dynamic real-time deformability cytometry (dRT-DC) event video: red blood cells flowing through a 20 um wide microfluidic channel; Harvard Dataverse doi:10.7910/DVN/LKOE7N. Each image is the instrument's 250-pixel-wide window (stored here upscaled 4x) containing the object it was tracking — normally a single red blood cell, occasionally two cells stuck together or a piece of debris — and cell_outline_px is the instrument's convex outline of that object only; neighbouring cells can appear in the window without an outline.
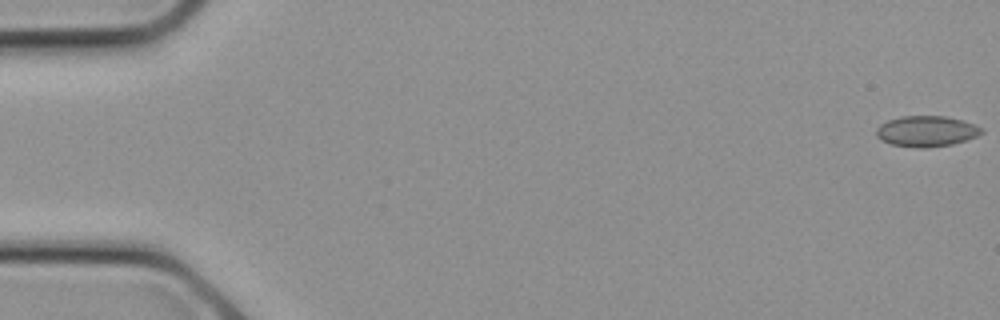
{"species": "common noctule bat (a hibernating species)", "species_latin": "Nyctalus noctula", "temperature_condition": "cold", "stored_images_in_passage": 10, "camera_frame_rate_fps": 3000, "um_per_image_px": 0.085, "animal": {"sex": "female", "body_mass_g": 21.9}, "frame": {"image": 1, "passage_image": 1, "time_ms": 0.0, "image_size_px": [1000, 320], "cell_outline_px": [[984, 132], [976, 136], [952, 144], [924, 148], [916, 148], [892, 144], [880, 140], [876, 136], [876, 128], [880, 124], [888, 120], [900, 116], [944, 116], [960, 120], [984, 128]], "centroid_in_image_um": [78.71, 11.15], "position_along_channel_um": 6.3, "area_um2": 18.79}}
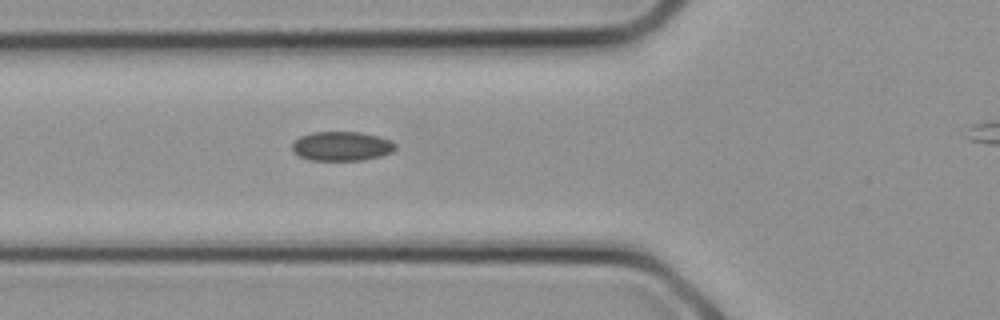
{"frame": {"image": 2, "passage_image": 10, "time_ms": 3.0, "image_size_px": [1000, 320], "cell_outline_px": [[396, 148], [392, 152], [380, 156], [364, 160], [308, 160], [300, 156], [292, 148], [292, 144], [300, 136], [312, 132], [360, 132], [380, 136], [392, 140], [396, 144]], "centroid_in_image_um": [29.09, 12.42], "position_along_channel_um": 96.7, "area_um2": 17.69}}